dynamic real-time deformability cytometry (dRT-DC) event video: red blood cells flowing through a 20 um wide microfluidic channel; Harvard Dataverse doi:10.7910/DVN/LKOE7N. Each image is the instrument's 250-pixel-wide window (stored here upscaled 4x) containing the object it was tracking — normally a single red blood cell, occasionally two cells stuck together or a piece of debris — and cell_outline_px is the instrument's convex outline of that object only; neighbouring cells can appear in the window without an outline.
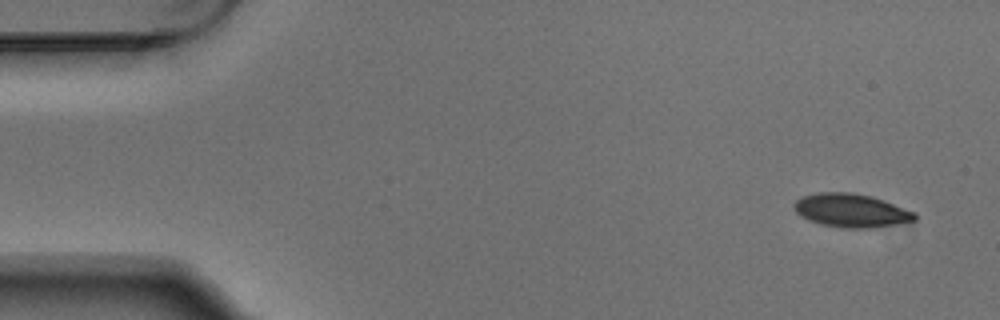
{"species": "Egyptian fruit bat (a non-hibernating species)", "species_latin": "Rousettus aegyptiacus", "temperature_condition": "warm", "stored_images_in_passage": 7, "camera_frame_rate_fps": 3000, "um_per_image_px": 0.085, "animal": {"sex": "male"}, "frame": {"image": 1, "passage_image": 1, "time_ms": 0.0, "image_size_px": [1000, 320], "cell_outline_px": [[916, 220], [868, 228], [848, 228], [820, 224], [796, 212], [792, 204], [800, 196], [816, 192], [852, 192], [872, 196], [884, 200], [916, 212]], "centroid_in_image_um": [72.34, 17.86], "position_along_channel_um": 12.7, "area_um2": 23.41}}
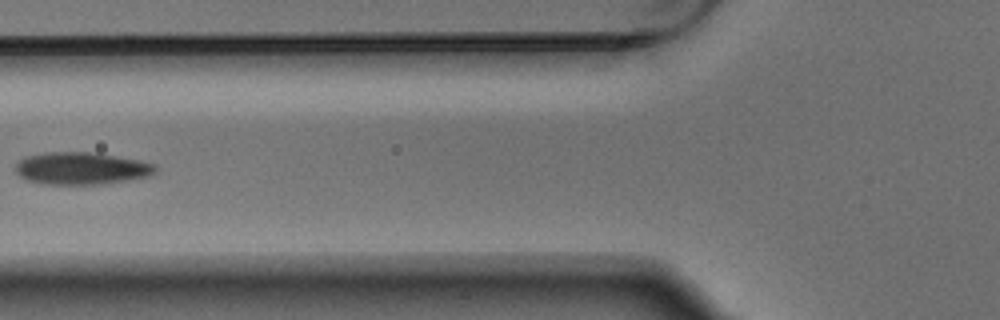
{"frame": {"image": 2, "passage_image": 6, "time_ms": 1.667, "image_size_px": [1000, 320], "cell_outline_px": [[156, 172], [148, 176], [128, 180], [104, 184], [44, 184], [24, 180], [16, 172], [16, 164], [24, 156], [48, 152], [96, 152], [156, 164]], "centroid_in_image_um": [6.89, 14.31], "position_along_channel_um": 118.9, "area_um2": 26.41}}
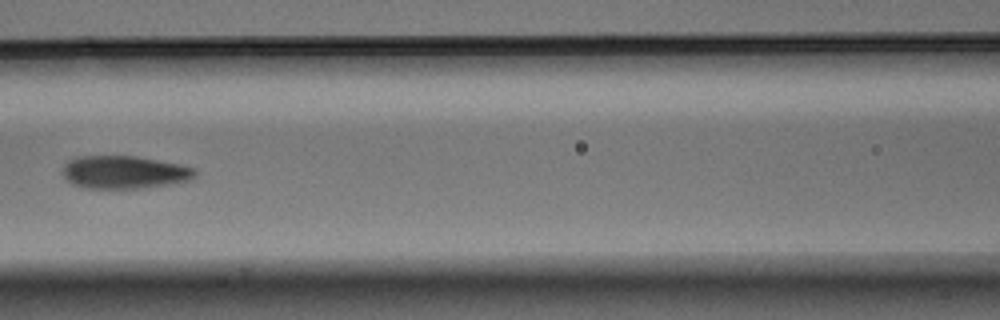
{"frame": {"image": 3, "passage_image": 7, "time_ms": 2.0, "image_size_px": [1000, 320], "cell_outline_px": [[196, 176], [188, 180], [168, 184], [140, 188], [84, 188], [72, 184], [64, 176], [64, 164], [68, 160], [76, 156], [136, 156], [180, 164], [196, 168]], "centroid_in_image_um": [10.56, 14.63], "position_along_channel_um": 156.0, "area_um2": 25.32}}